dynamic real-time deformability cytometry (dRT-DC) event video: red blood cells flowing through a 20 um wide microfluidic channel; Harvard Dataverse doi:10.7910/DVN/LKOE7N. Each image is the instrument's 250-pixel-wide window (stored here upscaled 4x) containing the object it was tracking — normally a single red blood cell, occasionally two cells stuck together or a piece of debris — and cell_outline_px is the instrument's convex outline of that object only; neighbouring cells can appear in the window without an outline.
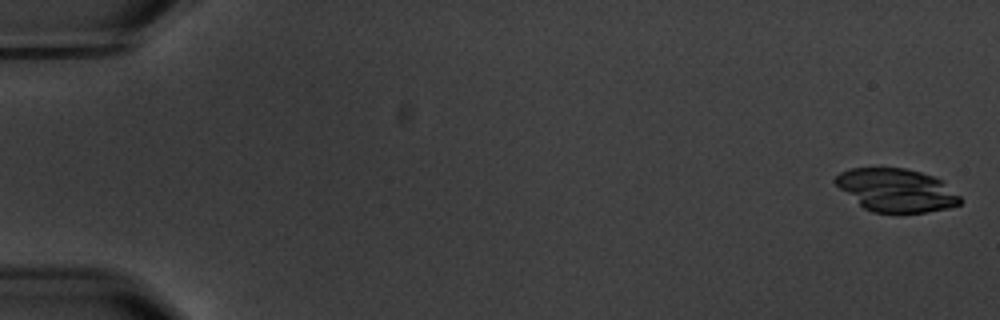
{"species": "common noctule bat (a hibernating species)", "species_latin": "Nyctalus noctula", "temperature_condition": "warm", "stored_images_in_passage": 6, "camera_frame_rate_fps": 3000, "um_per_image_px": 0.085, "animal": {"sex": "male", "body_mass_g": 20.1, "forearm_length_mm": 53.5}, "frame": {"image": 1, "passage_image": 1, "time_ms": 0.0, "image_size_px": [1000, 320], "cell_outline_px": [[964, 200], [960, 204], [948, 208], [924, 212], [872, 212], [864, 208], [840, 188], [832, 180], [840, 172], [852, 168], [904, 168], [920, 172], [944, 180]], "centroid_in_image_um": [76.23, 16.16], "position_along_channel_um": 8.8, "area_um2": 31.21}}